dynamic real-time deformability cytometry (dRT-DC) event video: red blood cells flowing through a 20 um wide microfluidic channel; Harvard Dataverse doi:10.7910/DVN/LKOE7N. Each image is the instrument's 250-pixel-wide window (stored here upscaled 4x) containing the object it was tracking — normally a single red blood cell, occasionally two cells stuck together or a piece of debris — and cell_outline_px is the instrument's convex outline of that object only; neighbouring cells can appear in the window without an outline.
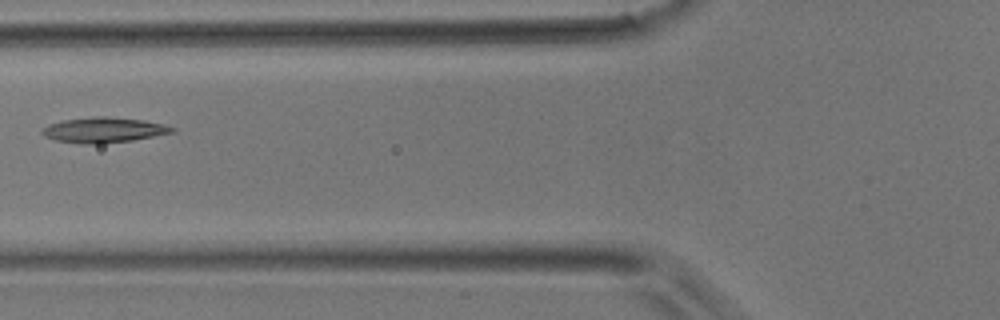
{"species": "common noctule bat (a hibernating species)", "species_latin": "Nyctalus noctula", "temperature_condition": "room temperature", "stored_images_in_passage": 3, "camera_frame_rate_fps": 3000, "um_per_image_px": 0.085, "animal": {"sex": "male", "body_mass_g": 17.9}, "frame": {"image": 1, "passage_image": 3, "time_ms": 0.667, "image_size_px": [1000, 320], "cell_outline_px": [[176, 132], [132, 140], [100, 144], [80, 144], [56, 140], [44, 136], [40, 132], [40, 128], [48, 124], [64, 120], [96, 116], [104, 116], [144, 120], [164, 124], [176, 128]], "centroid_in_image_um": [8.8, 11.05], "position_along_channel_um": 117.0, "area_um2": 19.31}}